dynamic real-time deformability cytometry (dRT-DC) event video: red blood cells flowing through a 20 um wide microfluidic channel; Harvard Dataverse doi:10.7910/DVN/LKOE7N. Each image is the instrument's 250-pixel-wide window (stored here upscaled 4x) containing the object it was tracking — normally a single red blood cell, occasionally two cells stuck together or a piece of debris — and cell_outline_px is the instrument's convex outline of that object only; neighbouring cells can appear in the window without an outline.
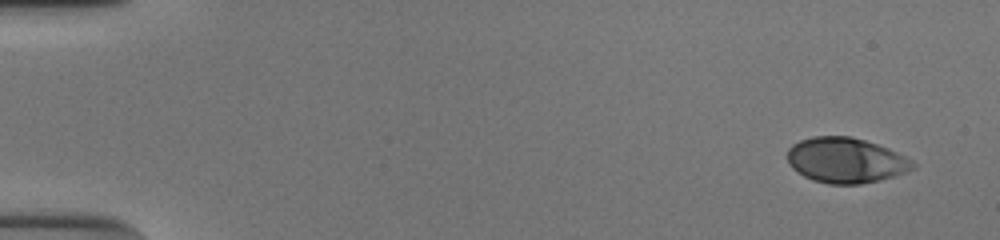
{"species": "human", "species_latin": "Homo sapiens", "temperature_condition": "cold", "stored_images_in_passage": 51, "camera_frame_rate_fps": 3000, "um_per_image_px": 0.085, "donor": {"sex": "male"}, "frame": {"image": 1, "passage_image": 1, "time_ms": 0.0, "image_size_px": [1000, 240], "cell_outline_px": [[916, 168], [896, 176], [880, 180], [860, 184], [828, 184], [812, 180], [804, 176], [792, 168], [788, 164], [788, 148], [792, 144], [800, 140], [812, 136], [848, 136], [864, 140], [888, 148], [912, 160], [916, 164]], "centroid_in_image_um": [71.89, 13.63], "position_along_channel_um": 13.1, "area_um2": 33.23}}
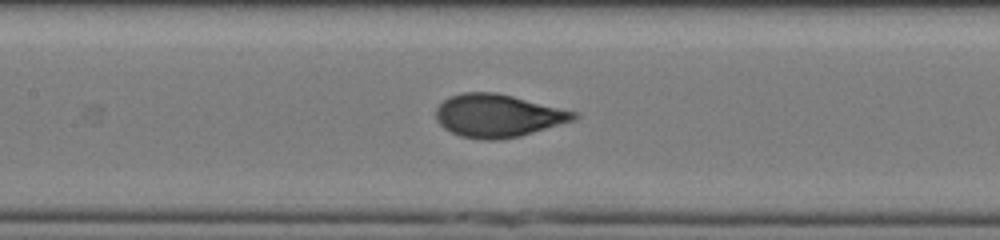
{"frame": {"image": 2, "passage_image": 24, "time_ms": 7.667, "image_size_px": [1000, 240], "cell_outline_px": [[580, 116], [576, 120], [520, 136], [500, 140], [480, 140], [460, 136], [444, 128], [436, 120], [436, 108], [444, 100], [452, 96], [464, 92], [496, 92], [580, 112]], "centroid_in_image_um": [42.37, 9.84], "position_along_channel_um": 165.0, "area_um2": 34.74}}
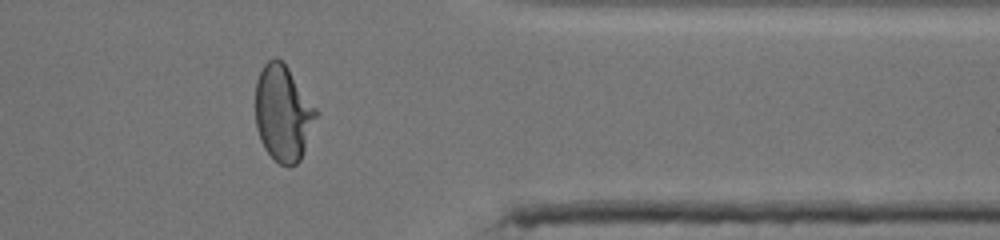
{"frame": {"image": 3, "passage_image": 42, "time_ms": 13.667, "image_size_px": [1000, 240], "cell_outline_px": [[320, 112], [300, 160], [296, 164], [288, 168], [280, 164], [264, 148], [260, 140], [256, 128], [256, 80], [264, 64], [268, 60], [276, 56], [288, 68]], "centroid_in_image_um": [24.08, 9.63], "position_along_channel_um": 387.3, "area_um2": 34.1}, "authors_computed_cell_mechanics": {"area_um2": 33.7552, "velocity_mm_per_s": 3.8919, "shape_relaxation_time_tau1_ms": 4.6409, "shape_relaxation_time_tau2_ms": null, "deformation_change_tau1": 0.2126, "deformation_change_tau2": null}}